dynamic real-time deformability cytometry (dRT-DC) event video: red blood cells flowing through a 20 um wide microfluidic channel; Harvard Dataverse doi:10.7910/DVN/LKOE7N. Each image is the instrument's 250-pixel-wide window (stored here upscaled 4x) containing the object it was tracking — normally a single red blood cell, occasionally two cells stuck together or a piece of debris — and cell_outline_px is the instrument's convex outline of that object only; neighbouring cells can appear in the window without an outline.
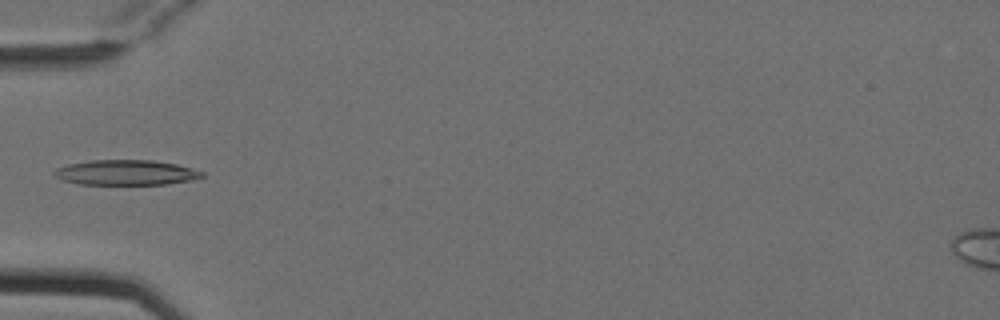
{"species": "Egyptian fruit bat (a non-hibernating species)", "species_latin": "Rousettus aegyptiacus", "temperature_condition": "cold", "stored_images_in_passage": 5, "camera_frame_rate_fps": 3000, "um_per_image_px": 0.085, "animal": {"sex": "female"}, "frame": {"image": 1, "passage_image": 5, "time_ms": 1.333, "image_size_px": [1000, 320], "cell_outline_px": [[204, 176], [192, 180], [168, 184], [76, 184], [60, 180], [52, 172], [56, 168], [68, 164], [92, 160], [152, 160], [176, 164], [192, 168], [204, 172]], "centroid_in_image_um": [10.69, 14.67], "position_along_channel_um": 74.3, "area_um2": 21.73}}